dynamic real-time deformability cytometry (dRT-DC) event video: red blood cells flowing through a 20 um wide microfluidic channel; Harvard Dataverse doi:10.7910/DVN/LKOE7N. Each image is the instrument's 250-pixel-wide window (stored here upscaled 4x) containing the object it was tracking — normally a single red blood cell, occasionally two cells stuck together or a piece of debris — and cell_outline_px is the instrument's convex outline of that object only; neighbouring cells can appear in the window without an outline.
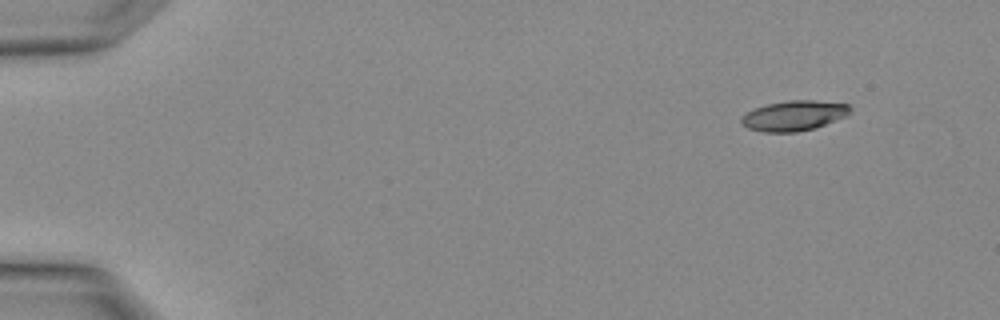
{"species": "Egyptian fruit bat (a non-hibernating species)", "species_latin": "Rousettus aegyptiacus", "temperature_condition": "warm", "stored_images_in_passage": 3, "segment_of_instrument_passage": [2, 2], "camera_frame_rate_fps": 3000, "um_per_image_px": 0.085, "animal": {"sex": "female"}, "frame": {"image": 1, "passage_image": 3, "time_ms": 0.667, "image_size_px": [1000, 320], "cell_outline_px": [[852, 108], [848, 116], [816, 128], [796, 132], [764, 132], [748, 128], [740, 120], [748, 112], [764, 104], [788, 100], [812, 100], [848, 104]], "centroid_in_image_um": [67.54, 9.83], "position_along_channel_um": 17.5, "area_um2": 19.13}}